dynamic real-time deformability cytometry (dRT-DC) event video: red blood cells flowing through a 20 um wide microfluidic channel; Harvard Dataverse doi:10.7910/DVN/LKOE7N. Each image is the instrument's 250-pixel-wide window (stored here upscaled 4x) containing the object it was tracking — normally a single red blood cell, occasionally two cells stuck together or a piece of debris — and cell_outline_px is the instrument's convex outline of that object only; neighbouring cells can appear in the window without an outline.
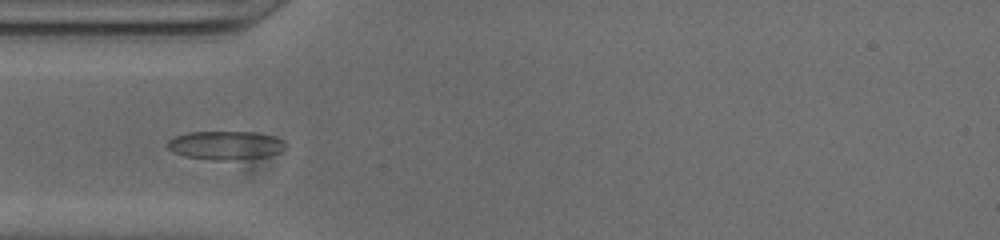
{"species": "common noctule bat (a hibernating species)", "species_latin": "Nyctalus noctula", "temperature_condition": "cold", "stored_images_in_passage": 45, "camera_frame_rate_fps": 3000, "um_per_image_px": 0.085, "animal": {"sex": "male", "body_mass_g": 20.0, "forearm_length_mm": 53.3}, "frame": {"image": 1, "passage_image": 6, "time_ms": 1.667, "image_size_px": [1000, 240], "cell_outline_px": [[284, 144], [280, 152], [264, 156], [228, 160], [212, 160], [184, 156], [172, 152], [168, 148], [168, 140], [176, 136], [188, 132], [256, 132], [272, 136], [280, 140]], "centroid_in_image_um": [19.09, 12.34], "position_along_channel_um": 65.9, "area_um2": 19.31}}
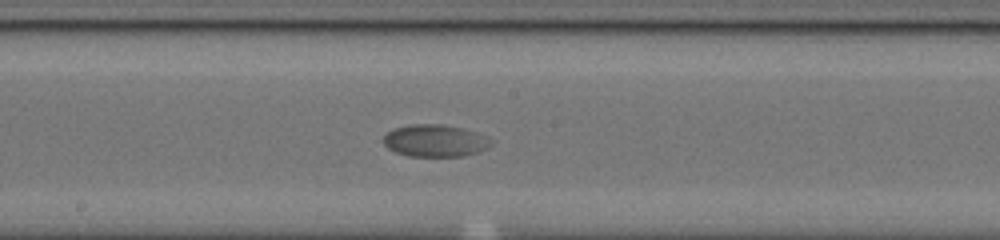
{"frame": {"image": 2, "passage_image": 18, "time_ms": 5.667, "image_size_px": [1000, 240], "cell_outline_px": [[496, 140], [488, 148], [480, 152], [460, 156], [408, 156], [396, 152], [388, 148], [384, 144], [384, 136], [392, 128], [408, 124], [444, 124], [464, 128], [488, 136]], "centroid_in_image_um": [37.04, 11.94], "position_along_channel_um": 211.2, "area_um2": 20.58}}
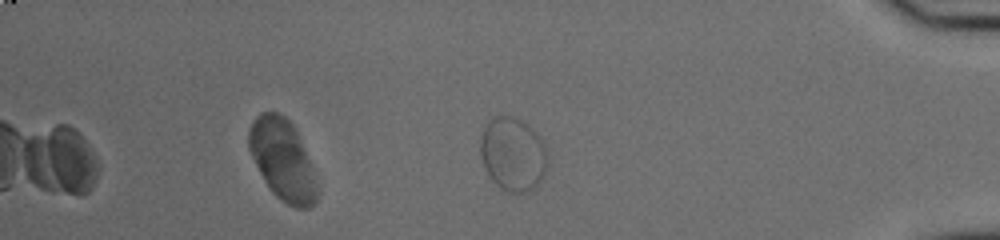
{"frame": {"image": 3, "passage_image": 36, "time_ms": 11.667, "image_size_px": [1000, 240], "cell_outline_px": [[548, 164], [544, 176], [528, 192], [508, 192], [496, 184], [488, 176], [484, 168], [480, 156], [480, 136], [488, 120], [492, 116], [500, 112], [512, 116], [528, 124], [540, 136], [544, 144], [548, 160]], "centroid_in_image_um": [43.57, 13.05], "position_along_channel_um": 391.6, "area_um2": 29.42}}